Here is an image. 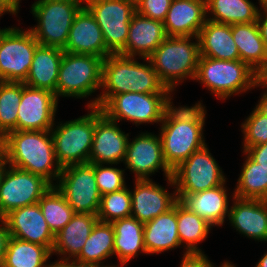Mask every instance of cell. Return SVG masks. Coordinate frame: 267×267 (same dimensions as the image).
Wrapping results in <instances>:
<instances>
[{
    "instance_id": "cell-1",
    "label": "cell",
    "mask_w": 267,
    "mask_h": 267,
    "mask_svg": "<svg viewBox=\"0 0 267 267\" xmlns=\"http://www.w3.org/2000/svg\"><path fill=\"white\" fill-rule=\"evenodd\" d=\"M206 114L202 101L191 107H176L172 103L165 111L159 123V136L165 162L172 171L206 145L203 135Z\"/></svg>"
},
{
    "instance_id": "cell-25",
    "label": "cell",
    "mask_w": 267,
    "mask_h": 267,
    "mask_svg": "<svg viewBox=\"0 0 267 267\" xmlns=\"http://www.w3.org/2000/svg\"><path fill=\"white\" fill-rule=\"evenodd\" d=\"M98 221L97 215L75 213L55 235L52 255H60L61 258L58 260L75 259Z\"/></svg>"
},
{
    "instance_id": "cell-51",
    "label": "cell",
    "mask_w": 267,
    "mask_h": 267,
    "mask_svg": "<svg viewBox=\"0 0 267 267\" xmlns=\"http://www.w3.org/2000/svg\"><path fill=\"white\" fill-rule=\"evenodd\" d=\"M254 267H267V252L263 254L261 259L256 263Z\"/></svg>"
},
{
    "instance_id": "cell-30",
    "label": "cell",
    "mask_w": 267,
    "mask_h": 267,
    "mask_svg": "<svg viewBox=\"0 0 267 267\" xmlns=\"http://www.w3.org/2000/svg\"><path fill=\"white\" fill-rule=\"evenodd\" d=\"M114 228V256L124 267L139 253L147 255L144 247V223L135 217H126L111 223Z\"/></svg>"
},
{
    "instance_id": "cell-52",
    "label": "cell",
    "mask_w": 267,
    "mask_h": 267,
    "mask_svg": "<svg viewBox=\"0 0 267 267\" xmlns=\"http://www.w3.org/2000/svg\"><path fill=\"white\" fill-rule=\"evenodd\" d=\"M214 265H216V264H212V267H216V266H214ZM219 267H236V265L235 264H232V262L230 261H225V262H223Z\"/></svg>"
},
{
    "instance_id": "cell-39",
    "label": "cell",
    "mask_w": 267,
    "mask_h": 267,
    "mask_svg": "<svg viewBox=\"0 0 267 267\" xmlns=\"http://www.w3.org/2000/svg\"><path fill=\"white\" fill-rule=\"evenodd\" d=\"M142 59V63L134 57V79L130 92L137 93H172L160 81L156 71L152 67L148 58Z\"/></svg>"
},
{
    "instance_id": "cell-21",
    "label": "cell",
    "mask_w": 267,
    "mask_h": 267,
    "mask_svg": "<svg viewBox=\"0 0 267 267\" xmlns=\"http://www.w3.org/2000/svg\"><path fill=\"white\" fill-rule=\"evenodd\" d=\"M228 220L239 234L258 242H267V202L241 199L232 195Z\"/></svg>"
},
{
    "instance_id": "cell-22",
    "label": "cell",
    "mask_w": 267,
    "mask_h": 267,
    "mask_svg": "<svg viewBox=\"0 0 267 267\" xmlns=\"http://www.w3.org/2000/svg\"><path fill=\"white\" fill-rule=\"evenodd\" d=\"M225 185L226 182L194 194H177L178 202L187 210L206 220L211 226H222L230 210L229 193Z\"/></svg>"
},
{
    "instance_id": "cell-2",
    "label": "cell",
    "mask_w": 267,
    "mask_h": 267,
    "mask_svg": "<svg viewBox=\"0 0 267 267\" xmlns=\"http://www.w3.org/2000/svg\"><path fill=\"white\" fill-rule=\"evenodd\" d=\"M6 136L8 165L40 175L51 185L57 183L62 168L55 157L50 130H17L8 132Z\"/></svg>"
},
{
    "instance_id": "cell-29",
    "label": "cell",
    "mask_w": 267,
    "mask_h": 267,
    "mask_svg": "<svg viewBox=\"0 0 267 267\" xmlns=\"http://www.w3.org/2000/svg\"><path fill=\"white\" fill-rule=\"evenodd\" d=\"M200 54L217 60H240L231 25L206 20L198 35Z\"/></svg>"
},
{
    "instance_id": "cell-46",
    "label": "cell",
    "mask_w": 267,
    "mask_h": 267,
    "mask_svg": "<svg viewBox=\"0 0 267 267\" xmlns=\"http://www.w3.org/2000/svg\"><path fill=\"white\" fill-rule=\"evenodd\" d=\"M0 267L2 266L4 255L7 249V244L10 238V233L3 219H0Z\"/></svg>"
},
{
    "instance_id": "cell-54",
    "label": "cell",
    "mask_w": 267,
    "mask_h": 267,
    "mask_svg": "<svg viewBox=\"0 0 267 267\" xmlns=\"http://www.w3.org/2000/svg\"><path fill=\"white\" fill-rule=\"evenodd\" d=\"M127 2L133 4L135 7L142 1V0H126Z\"/></svg>"
},
{
    "instance_id": "cell-33",
    "label": "cell",
    "mask_w": 267,
    "mask_h": 267,
    "mask_svg": "<svg viewBox=\"0 0 267 267\" xmlns=\"http://www.w3.org/2000/svg\"><path fill=\"white\" fill-rule=\"evenodd\" d=\"M114 238L113 225L98 221L75 260L104 267L105 260L114 255Z\"/></svg>"
},
{
    "instance_id": "cell-41",
    "label": "cell",
    "mask_w": 267,
    "mask_h": 267,
    "mask_svg": "<svg viewBox=\"0 0 267 267\" xmlns=\"http://www.w3.org/2000/svg\"><path fill=\"white\" fill-rule=\"evenodd\" d=\"M112 166L113 164H94L95 180L101 196L127 186L124 175L125 169Z\"/></svg>"
},
{
    "instance_id": "cell-9",
    "label": "cell",
    "mask_w": 267,
    "mask_h": 267,
    "mask_svg": "<svg viewBox=\"0 0 267 267\" xmlns=\"http://www.w3.org/2000/svg\"><path fill=\"white\" fill-rule=\"evenodd\" d=\"M222 168L210 153L207 144L191 154L173 170L172 177L165 178L177 194H194L215 188L226 182Z\"/></svg>"
},
{
    "instance_id": "cell-44",
    "label": "cell",
    "mask_w": 267,
    "mask_h": 267,
    "mask_svg": "<svg viewBox=\"0 0 267 267\" xmlns=\"http://www.w3.org/2000/svg\"><path fill=\"white\" fill-rule=\"evenodd\" d=\"M244 152L260 166L267 167V143L250 147Z\"/></svg>"
},
{
    "instance_id": "cell-53",
    "label": "cell",
    "mask_w": 267,
    "mask_h": 267,
    "mask_svg": "<svg viewBox=\"0 0 267 267\" xmlns=\"http://www.w3.org/2000/svg\"><path fill=\"white\" fill-rule=\"evenodd\" d=\"M259 5L261 6L260 10H266L267 9V0H258Z\"/></svg>"
},
{
    "instance_id": "cell-40",
    "label": "cell",
    "mask_w": 267,
    "mask_h": 267,
    "mask_svg": "<svg viewBox=\"0 0 267 267\" xmlns=\"http://www.w3.org/2000/svg\"><path fill=\"white\" fill-rule=\"evenodd\" d=\"M243 134V148L246 149L267 143V116L261 113L256 107L241 124Z\"/></svg>"
},
{
    "instance_id": "cell-4",
    "label": "cell",
    "mask_w": 267,
    "mask_h": 267,
    "mask_svg": "<svg viewBox=\"0 0 267 267\" xmlns=\"http://www.w3.org/2000/svg\"><path fill=\"white\" fill-rule=\"evenodd\" d=\"M259 75L241 60H217L201 56L195 81L217 99L225 100L255 88Z\"/></svg>"
},
{
    "instance_id": "cell-28",
    "label": "cell",
    "mask_w": 267,
    "mask_h": 267,
    "mask_svg": "<svg viewBox=\"0 0 267 267\" xmlns=\"http://www.w3.org/2000/svg\"><path fill=\"white\" fill-rule=\"evenodd\" d=\"M63 49L39 45L34 53L25 85L55 94Z\"/></svg>"
},
{
    "instance_id": "cell-49",
    "label": "cell",
    "mask_w": 267,
    "mask_h": 267,
    "mask_svg": "<svg viewBox=\"0 0 267 267\" xmlns=\"http://www.w3.org/2000/svg\"><path fill=\"white\" fill-rule=\"evenodd\" d=\"M53 264V267H99L97 265L77 261L75 259H63L59 261L57 260L56 262H53Z\"/></svg>"
},
{
    "instance_id": "cell-34",
    "label": "cell",
    "mask_w": 267,
    "mask_h": 267,
    "mask_svg": "<svg viewBox=\"0 0 267 267\" xmlns=\"http://www.w3.org/2000/svg\"><path fill=\"white\" fill-rule=\"evenodd\" d=\"M178 236L181 246L184 245V254L204 253L198 244L208 238L210 230H213L206 220L197 214L187 210L177 201Z\"/></svg>"
},
{
    "instance_id": "cell-32",
    "label": "cell",
    "mask_w": 267,
    "mask_h": 267,
    "mask_svg": "<svg viewBox=\"0 0 267 267\" xmlns=\"http://www.w3.org/2000/svg\"><path fill=\"white\" fill-rule=\"evenodd\" d=\"M51 256L48 247L10 236L1 267H53Z\"/></svg>"
},
{
    "instance_id": "cell-55",
    "label": "cell",
    "mask_w": 267,
    "mask_h": 267,
    "mask_svg": "<svg viewBox=\"0 0 267 267\" xmlns=\"http://www.w3.org/2000/svg\"><path fill=\"white\" fill-rule=\"evenodd\" d=\"M6 167H7V165H0V181H1L2 175H3Z\"/></svg>"
},
{
    "instance_id": "cell-18",
    "label": "cell",
    "mask_w": 267,
    "mask_h": 267,
    "mask_svg": "<svg viewBox=\"0 0 267 267\" xmlns=\"http://www.w3.org/2000/svg\"><path fill=\"white\" fill-rule=\"evenodd\" d=\"M131 192V216L142 223L168 212L178 201L176 189L170 193L152 179L135 180Z\"/></svg>"
},
{
    "instance_id": "cell-10",
    "label": "cell",
    "mask_w": 267,
    "mask_h": 267,
    "mask_svg": "<svg viewBox=\"0 0 267 267\" xmlns=\"http://www.w3.org/2000/svg\"><path fill=\"white\" fill-rule=\"evenodd\" d=\"M19 27H7L0 35V81L24 82L36 48L33 33Z\"/></svg>"
},
{
    "instance_id": "cell-14",
    "label": "cell",
    "mask_w": 267,
    "mask_h": 267,
    "mask_svg": "<svg viewBox=\"0 0 267 267\" xmlns=\"http://www.w3.org/2000/svg\"><path fill=\"white\" fill-rule=\"evenodd\" d=\"M123 163L125 170L129 169L135 174V180L150 179L158 170L164 172L166 179L173 175V171L165 162L159 134L154 135L147 131L133 138L132 142L128 141Z\"/></svg>"
},
{
    "instance_id": "cell-17",
    "label": "cell",
    "mask_w": 267,
    "mask_h": 267,
    "mask_svg": "<svg viewBox=\"0 0 267 267\" xmlns=\"http://www.w3.org/2000/svg\"><path fill=\"white\" fill-rule=\"evenodd\" d=\"M2 219L10 236L48 247L52 251L55 236L49 229L38 203L14 209Z\"/></svg>"
},
{
    "instance_id": "cell-48",
    "label": "cell",
    "mask_w": 267,
    "mask_h": 267,
    "mask_svg": "<svg viewBox=\"0 0 267 267\" xmlns=\"http://www.w3.org/2000/svg\"><path fill=\"white\" fill-rule=\"evenodd\" d=\"M263 12V15H262ZM259 11L258 18H257V26L260 32V36L264 42L265 48L267 50V9Z\"/></svg>"
},
{
    "instance_id": "cell-3",
    "label": "cell",
    "mask_w": 267,
    "mask_h": 267,
    "mask_svg": "<svg viewBox=\"0 0 267 267\" xmlns=\"http://www.w3.org/2000/svg\"><path fill=\"white\" fill-rule=\"evenodd\" d=\"M200 57L198 37L167 36L148 60L160 81L173 93L187 78L195 80Z\"/></svg>"
},
{
    "instance_id": "cell-43",
    "label": "cell",
    "mask_w": 267,
    "mask_h": 267,
    "mask_svg": "<svg viewBox=\"0 0 267 267\" xmlns=\"http://www.w3.org/2000/svg\"><path fill=\"white\" fill-rule=\"evenodd\" d=\"M213 262L204 253L183 254L180 267H212Z\"/></svg>"
},
{
    "instance_id": "cell-24",
    "label": "cell",
    "mask_w": 267,
    "mask_h": 267,
    "mask_svg": "<svg viewBox=\"0 0 267 267\" xmlns=\"http://www.w3.org/2000/svg\"><path fill=\"white\" fill-rule=\"evenodd\" d=\"M206 20V0H172L163 24L167 36L198 37Z\"/></svg>"
},
{
    "instance_id": "cell-11",
    "label": "cell",
    "mask_w": 267,
    "mask_h": 267,
    "mask_svg": "<svg viewBox=\"0 0 267 267\" xmlns=\"http://www.w3.org/2000/svg\"><path fill=\"white\" fill-rule=\"evenodd\" d=\"M55 186L75 213L98 214L101 195L97 188L93 163L63 167Z\"/></svg>"
},
{
    "instance_id": "cell-20",
    "label": "cell",
    "mask_w": 267,
    "mask_h": 267,
    "mask_svg": "<svg viewBox=\"0 0 267 267\" xmlns=\"http://www.w3.org/2000/svg\"><path fill=\"white\" fill-rule=\"evenodd\" d=\"M134 79V57L110 54L102 63V85L99 95L87 107H102L113 95L130 92Z\"/></svg>"
},
{
    "instance_id": "cell-5",
    "label": "cell",
    "mask_w": 267,
    "mask_h": 267,
    "mask_svg": "<svg viewBox=\"0 0 267 267\" xmlns=\"http://www.w3.org/2000/svg\"><path fill=\"white\" fill-rule=\"evenodd\" d=\"M84 6V0H37L31 14L37 25L28 28L42 46L64 49L75 15Z\"/></svg>"
},
{
    "instance_id": "cell-37",
    "label": "cell",
    "mask_w": 267,
    "mask_h": 267,
    "mask_svg": "<svg viewBox=\"0 0 267 267\" xmlns=\"http://www.w3.org/2000/svg\"><path fill=\"white\" fill-rule=\"evenodd\" d=\"M22 97V82L0 81V131H17L18 106Z\"/></svg>"
},
{
    "instance_id": "cell-23",
    "label": "cell",
    "mask_w": 267,
    "mask_h": 267,
    "mask_svg": "<svg viewBox=\"0 0 267 267\" xmlns=\"http://www.w3.org/2000/svg\"><path fill=\"white\" fill-rule=\"evenodd\" d=\"M164 24L160 20L133 15L125 48L119 53L124 56L148 58L166 39Z\"/></svg>"
},
{
    "instance_id": "cell-38",
    "label": "cell",
    "mask_w": 267,
    "mask_h": 267,
    "mask_svg": "<svg viewBox=\"0 0 267 267\" xmlns=\"http://www.w3.org/2000/svg\"><path fill=\"white\" fill-rule=\"evenodd\" d=\"M131 210V192L126 186L121 190L101 196L97 217L101 222L112 223L116 220L130 217Z\"/></svg>"
},
{
    "instance_id": "cell-27",
    "label": "cell",
    "mask_w": 267,
    "mask_h": 267,
    "mask_svg": "<svg viewBox=\"0 0 267 267\" xmlns=\"http://www.w3.org/2000/svg\"><path fill=\"white\" fill-rule=\"evenodd\" d=\"M144 247L149 255L181 247L178 236L177 202L168 212L144 223Z\"/></svg>"
},
{
    "instance_id": "cell-16",
    "label": "cell",
    "mask_w": 267,
    "mask_h": 267,
    "mask_svg": "<svg viewBox=\"0 0 267 267\" xmlns=\"http://www.w3.org/2000/svg\"><path fill=\"white\" fill-rule=\"evenodd\" d=\"M129 133L125 134L118 122L108 119L100 107H95V131L89 163L113 164L124 162Z\"/></svg>"
},
{
    "instance_id": "cell-13",
    "label": "cell",
    "mask_w": 267,
    "mask_h": 267,
    "mask_svg": "<svg viewBox=\"0 0 267 267\" xmlns=\"http://www.w3.org/2000/svg\"><path fill=\"white\" fill-rule=\"evenodd\" d=\"M7 167L0 181V219L14 209L38 203L52 186L40 175Z\"/></svg>"
},
{
    "instance_id": "cell-15",
    "label": "cell",
    "mask_w": 267,
    "mask_h": 267,
    "mask_svg": "<svg viewBox=\"0 0 267 267\" xmlns=\"http://www.w3.org/2000/svg\"><path fill=\"white\" fill-rule=\"evenodd\" d=\"M58 100L54 93L33 88L22 82V97L18 106V131H47L55 123Z\"/></svg>"
},
{
    "instance_id": "cell-47",
    "label": "cell",
    "mask_w": 267,
    "mask_h": 267,
    "mask_svg": "<svg viewBox=\"0 0 267 267\" xmlns=\"http://www.w3.org/2000/svg\"><path fill=\"white\" fill-rule=\"evenodd\" d=\"M20 1L22 0H0V17L6 13L17 15L21 6Z\"/></svg>"
},
{
    "instance_id": "cell-36",
    "label": "cell",
    "mask_w": 267,
    "mask_h": 267,
    "mask_svg": "<svg viewBox=\"0 0 267 267\" xmlns=\"http://www.w3.org/2000/svg\"><path fill=\"white\" fill-rule=\"evenodd\" d=\"M38 204L43 217L53 235L55 236L75 214L62 193L52 185L40 198Z\"/></svg>"
},
{
    "instance_id": "cell-26",
    "label": "cell",
    "mask_w": 267,
    "mask_h": 267,
    "mask_svg": "<svg viewBox=\"0 0 267 267\" xmlns=\"http://www.w3.org/2000/svg\"><path fill=\"white\" fill-rule=\"evenodd\" d=\"M231 33L237 46L240 60L259 76L267 75V50L257 22L231 25Z\"/></svg>"
},
{
    "instance_id": "cell-45",
    "label": "cell",
    "mask_w": 267,
    "mask_h": 267,
    "mask_svg": "<svg viewBox=\"0 0 267 267\" xmlns=\"http://www.w3.org/2000/svg\"><path fill=\"white\" fill-rule=\"evenodd\" d=\"M266 88V90L261 95V98L258 100V104L255 105L256 108L267 116V75L265 76H259L257 83L255 85V88Z\"/></svg>"
},
{
    "instance_id": "cell-12",
    "label": "cell",
    "mask_w": 267,
    "mask_h": 267,
    "mask_svg": "<svg viewBox=\"0 0 267 267\" xmlns=\"http://www.w3.org/2000/svg\"><path fill=\"white\" fill-rule=\"evenodd\" d=\"M104 37L106 48L119 54L126 46L129 25L136 7L126 0H84Z\"/></svg>"
},
{
    "instance_id": "cell-50",
    "label": "cell",
    "mask_w": 267,
    "mask_h": 267,
    "mask_svg": "<svg viewBox=\"0 0 267 267\" xmlns=\"http://www.w3.org/2000/svg\"><path fill=\"white\" fill-rule=\"evenodd\" d=\"M0 165H8L7 163V136L6 133L0 131Z\"/></svg>"
},
{
    "instance_id": "cell-7",
    "label": "cell",
    "mask_w": 267,
    "mask_h": 267,
    "mask_svg": "<svg viewBox=\"0 0 267 267\" xmlns=\"http://www.w3.org/2000/svg\"><path fill=\"white\" fill-rule=\"evenodd\" d=\"M103 58L94 55L63 53L55 96L87 98L102 85Z\"/></svg>"
},
{
    "instance_id": "cell-57",
    "label": "cell",
    "mask_w": 267,
    "mask_h": 267,
    "mask_svg": "<svg viewBox=\"0 0 267 267\" xmlns=\"http://www.w3.org/2000/svg\"><path fill=\"white\" fill-rule=\"evenodd\" d=\"M6 29V27L5 28H0V35H1V33L4 31Z\"/></svg>"
},
{
    "instance_id": "cell-35",
    "label": "cell",
    "mask_w": 267,
    "mask_h": 267,
    "mask_svg": "<svg viewBox=\"0 0 267 267\" xmlns=\"http://www.w3.org/2000/svg\"><path fill=\"white\" fill-rule=\"evenodd\" d=\"M245 161L232 194L241 199H267V167L254 162L245 152Z\"/></svg>"
},
{
    "instance_id": "cell-42",
    "label": "cell",
    "mask_w": 267,
    "mask_h": 267,
    "mask_svg": "<svg viewBox=\"0 0 267 267\" xmlns=\"http://www.w3.org/2000/svg\"><path fill=\"white\" fill-rule=\"evenodd\" d=\"M172 0H142L136 12L144 17L164 21Z\"/></svg>"
},
{
    "instance_id": "cell-19",
    "label": "cell",
    "mask_w": 267,
    "mask_h": 267,
    "mask_svg": "<svg viewBox=\"0 0 267 267\" xmlns=\"http://www.w3.org/2000/svg\"><path fill=\"white\" fill-rule=\"evenodd\" d=\"M63 51L72 54L94 55L103 59L112 54L106 48L98 23L85 6L74 17Z\"/></svg>"
},
{
    "instance_id": "cell-8",
    "label": "cell",
    "mask_w": 267,
    "mask_h": 267,
    "mask_svg": "<svg viewBox=\"0 0 267 267\" xmlns=\"http://www.w3.org/2000/svg\"><path fill=\"white\" fill-rule=\"evenodd\" d=\"M172 94L128 92L113 95L100 109L115 122L126 120L136 126L161 123L165 111L173 103Z\"/></svg>"
},
{
    "instance_id": "cell-6",
    "label": "cell",
    "mask_w": 267,
    "mask_h": 267,
    "mask_svg": "<svg viewBox=\"0 0 267 267\" xmlns=\"http://www.w3.org/2000/svg\"><path fill=\"white\" fill-rule=\"evenodd\" d=\"M88 113L77 119L54 123L50 130L55 157L61 168L89 163L95 131V107H87ZM90 109V111H89Z\"/></svg>"
},
{
    "instance_id": "cell-56",
    "label": "cell",
    "mask_w": 267,
    "mask_h": 267,
    "mask_svg": "<svg viewBox=\"0 0 267 267\" xmlns=\"http://www.w3.org/2000/svg\"><path fill=\"white\" fill-rule=\"evenodd\" d=\"M104 267H119V266L118 265H111V266L105 265Z\"/></svg>"
},
{
    "instance_id": "cell-31",
    "label": "cell",
    "mask_w": 267,
    "mask_h": 267,
    "mask_svg": "<svg viewBox=\"0 0 267 267\" xmlns=\"http://www.w3.org/2000/svg\"><path fill=\"white\" fill-rule=\"evenodd\" d=\"M260 9L250 0H206V18L228 25L256 22Z\"/></svg>"
}]
</instances>
